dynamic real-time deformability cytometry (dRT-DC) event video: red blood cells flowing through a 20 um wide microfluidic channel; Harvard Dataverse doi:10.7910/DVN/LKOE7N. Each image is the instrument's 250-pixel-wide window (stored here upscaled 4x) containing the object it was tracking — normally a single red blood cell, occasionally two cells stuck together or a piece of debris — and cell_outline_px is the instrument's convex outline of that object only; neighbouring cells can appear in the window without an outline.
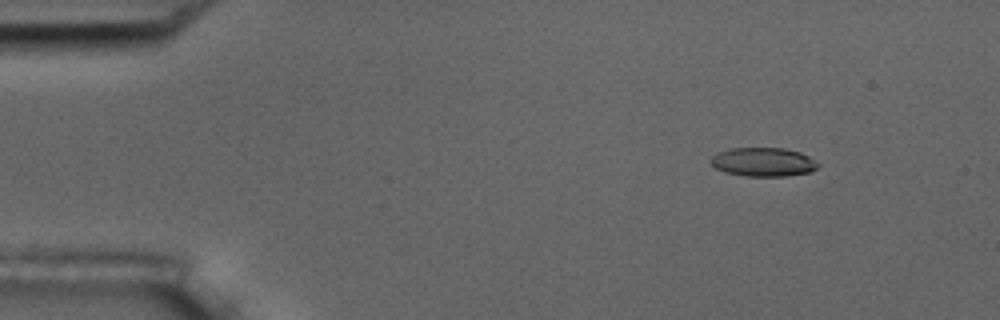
{"species": "common noctule bat (a hibernating species)", "species_latin": "Nyctalus noctula", "temperature_condition": "room temperature", "stored_images_in_passage": 4, "camera_frame_rate_fps": 3000, "um_per_image_px": 0.085, "animal": {"sex": "male", "body_mass_g": 17.5, "forearm_length_mm": 52.3}, "frame": {"image": 1, "passage_image": 1, "time_ms": 0.0, "image_size_px": [1000, 320], "cell_outline_px": [[820, 164], [816, 168], [808, 172], [784, 176], [744, 176], [724, 172], [716, 168], [712, 164], [712, 156], [720, 152], [732, 148], [784, 148], [800, 152], [808, 156]], "centroid_in_image_um": [64.88, 13.77], "position_along_channel_um": 20.1, "area_um2": 17.8}}
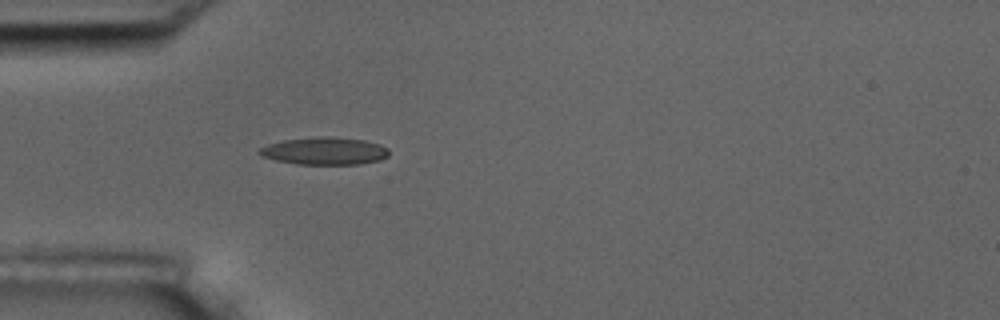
{"frame": {"image": 2, "passage_image": 4, "time_ms": 1.0, "image_size_px": [1000, 320], "cell_outline_px": [[388, 156], [380, 160], [360, 164], [296, 164], [276, 160], [264, 156], [256, 152], [260, 148], [268, 144], [284, 140], [316, 136], [324, 136], [364, 140], [380, 144], [388, 148]], "centroid_in_image_um": [27.6, 12.83], "position_along_channel_um": 57.4, "area_um2": 20.69}}